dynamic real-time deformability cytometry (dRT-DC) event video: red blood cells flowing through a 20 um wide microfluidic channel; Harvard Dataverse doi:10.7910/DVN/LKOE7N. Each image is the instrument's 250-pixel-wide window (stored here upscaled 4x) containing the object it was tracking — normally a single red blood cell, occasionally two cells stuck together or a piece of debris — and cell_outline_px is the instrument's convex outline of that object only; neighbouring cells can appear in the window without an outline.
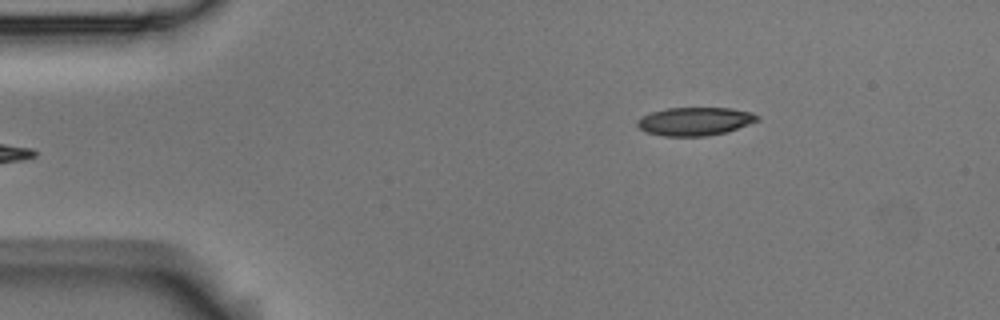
{"species": "Egyptian fruit bat (a non-hibernating species)", "species_latin": "Rousettus aegyptiacus", "temperature_condition": "room temperature", "stored_images_in_passage": 5, "camera_frame_rate_fps": 3000, "um_per_image_px": 0.085, "animal": {"sex": "male"}, "frame": {"image": 1, "passage_image": 5, "time_ms": 1.333, "image_size_px": [1000, 320], "cell_outline_px": [[760, 120], [728, 132], [708, 136], [664, 136], [644, 132], [636, 124], [636, 120], [640, 116], [652, 112], [668, 108], [732, 108], [752, 112], [760, 116]], "centroid_in_image_um": [59.08, 10.32], "position_along_channel_um": 25.9, "area_um2": 20.06}}